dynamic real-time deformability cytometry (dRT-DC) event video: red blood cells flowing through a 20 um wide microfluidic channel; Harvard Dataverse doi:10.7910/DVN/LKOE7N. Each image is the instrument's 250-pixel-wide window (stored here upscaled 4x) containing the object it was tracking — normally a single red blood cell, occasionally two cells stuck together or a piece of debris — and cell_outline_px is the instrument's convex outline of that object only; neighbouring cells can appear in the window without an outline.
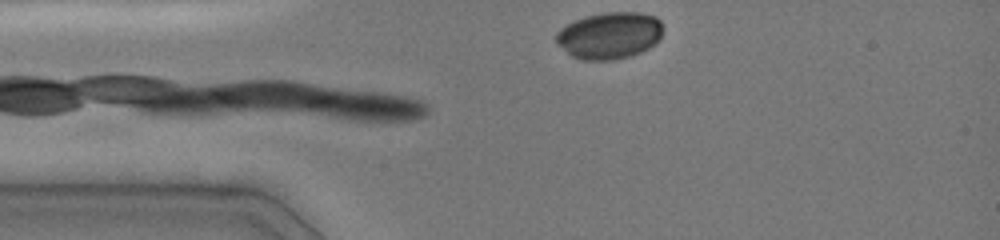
{"species": "common noctule bat (a hibernating species)", "species_latin": "Nyctalus noctula", "temperature_condition": "cold", "stored_images_in_passage": 3, "camera_frame_rate_fps": 3000, "um_per_image_px": 0.085, "animal": {"sex": "female", "body_mass_g": 19.0, "forearm_length_mm": 51.5}, "frame": {"image": 1, "passage_image": 1, "time_ms": 0.0, "image_size_px": [1000, 240], "cell_outline_px": [[664, 28], [660, 40], [656, 44], [632, 56], [616, 60], [580, 60], [572, 56], [556, 44], [556, 32], [560, 28], [584, 16], [604, 12], [640, 12], [656, 16], [660, 20]], "centroid_in_image_um": [51.84, 3.02], "position_along_channel_um": 33.2, "area_um2": 29.65}}